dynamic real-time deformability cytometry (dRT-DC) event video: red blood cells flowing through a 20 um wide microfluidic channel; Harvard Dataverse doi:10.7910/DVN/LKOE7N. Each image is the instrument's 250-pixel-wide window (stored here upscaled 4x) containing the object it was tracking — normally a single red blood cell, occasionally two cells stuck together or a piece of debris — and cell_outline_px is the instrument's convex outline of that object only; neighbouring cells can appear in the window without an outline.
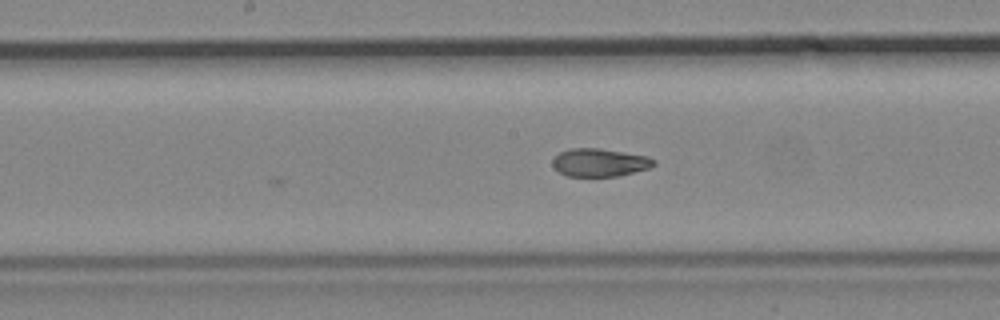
{"species": "common noctule bat (a hibernating species)", "species_latin": "Nyctalus noctula", "temperature_condition": "cold", "stored_images_in_passage": 14, "camera_frame_rate_fps": 3000, "um_per_image_px": 0.085, "animal": {"sex": "male", "body_mass_g": 19.2, "forearm_length_mm": 51.8}, "frame": {"image": 1, "passage_image": 11, "time_ms": 13.333, "image_size_px": [1000, 320], "cell_outline_px": [[656, 164], [648, 168], [620, 176], [568, 176], [560, 172], [552, 164], [552, 160], [560, 152], [568, 148], [600, 148], [648, 156], [656, 160]], "centroid_in_image_um": [50.99, 13.8], "position_along_channel_um": 197.2, "area_um2": 16.53}}
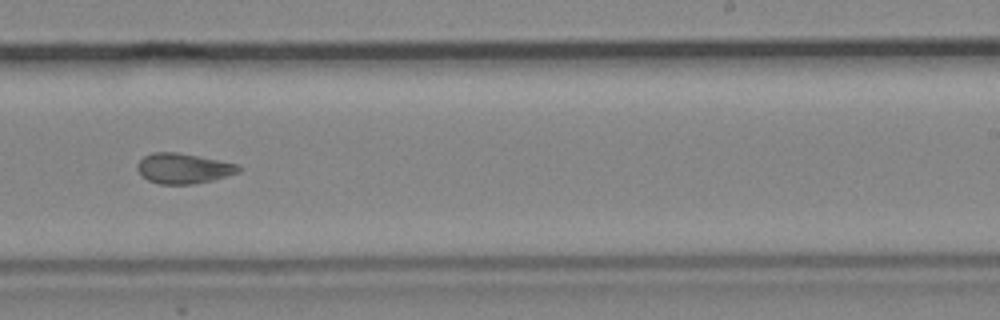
{"frame": {"image": 2, "passage_image": 13, "time_ms": 15.667, "image_size_px": [1000, 320], "cell_outline_px": [[240, 172], [212, 180], [192, 184], [160, 184], [148, 180], [136, 168], [136, 164], [144, 156], [152, 152], [176, 152], [236, 164], [240, 168]], "centroid_in_image_um": [15.55, 14.32], "position_along_channel_um": 273.5, "area_um2": 17.51}}
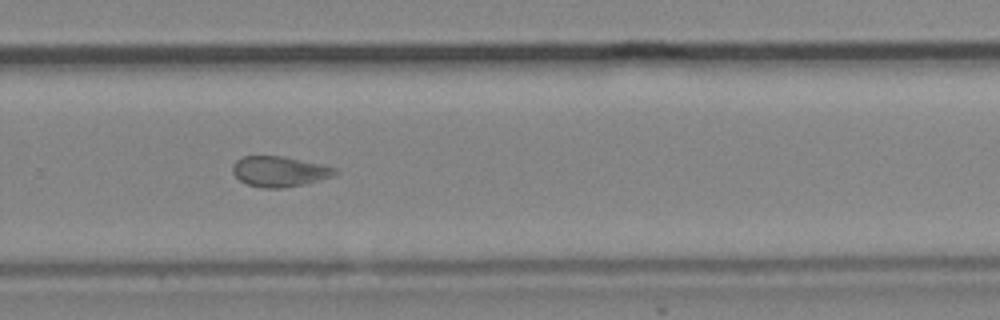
{"frame": {"image": 3, "passage_image": 14, "time_ms": 16.667, "image_size_px": [1000, 320], "cell_outline_px": [[336, 172], [332, 176], [304, 184], [284, 188], [264, 188], [248, 184], [240, 180], [232, 172], [232, 164], [236, 160], [244, 156], [284, 156], [324, 164], [336, 168]], "centroid_in_image_um": [23.74, 14.56], "position_along_channel_um": 306.1, "area_um2": 18.15}}